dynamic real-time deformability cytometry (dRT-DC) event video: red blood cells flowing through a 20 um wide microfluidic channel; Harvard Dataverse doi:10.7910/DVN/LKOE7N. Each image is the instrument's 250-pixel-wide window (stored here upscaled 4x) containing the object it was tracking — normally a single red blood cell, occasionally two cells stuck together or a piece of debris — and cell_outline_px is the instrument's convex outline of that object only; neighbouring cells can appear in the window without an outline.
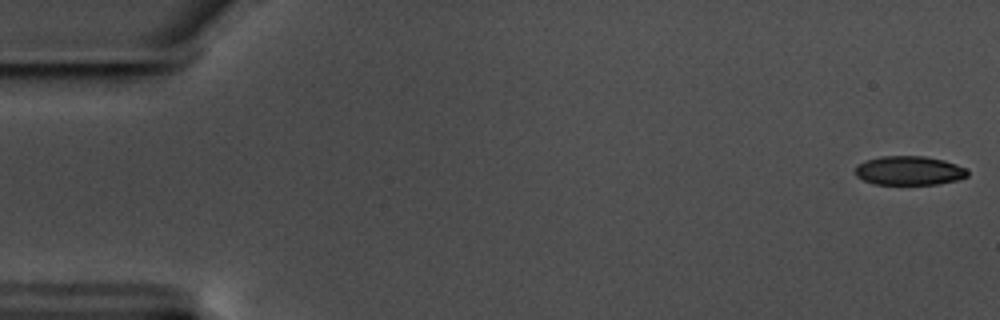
{"species": "common noctule bat (a hibernating species)", "species_latin": "Nyctalus noctula", "temperature_condition": "warm", "stored_images_in_passage": 58, "camera_frame_rate_fps": 3000, "um_per_image_px": 0.085, "animal": {"sex": "male", "body_mass_g": 17.5, "forearm_length_mm": 52.3}, "frame": {"image": 1, "passage_image": 1, "time_ms": 0.0, "image_size_px": [1000, 320], "cell_outline_px": [[968, 176], [960, 180], [936, 184], [872, 184], [856, 176], [856, 164], [864, 160], [880, 156], [924, 156], [944, 160], [956, 164], [964, 168], [968, 172]], "centroid_in_image_um": [77.26, 14.5], "position_along_channel_um": 7.7, "area_um2": 19.13}}
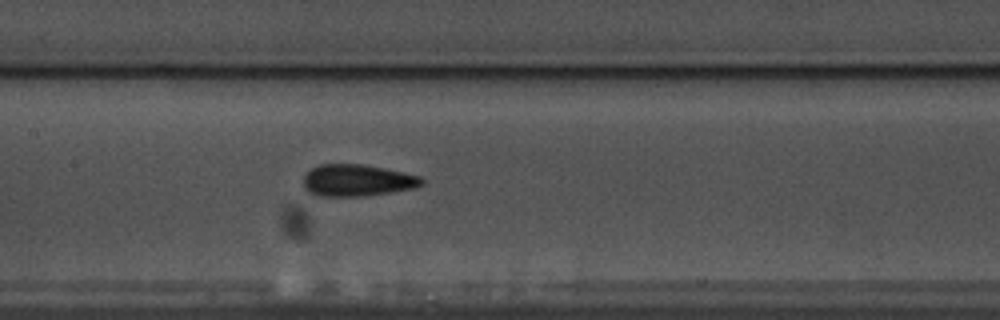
{"frame": {"image": 2, "passage_image": 28, "time_ms": 9.0, "image_size_px": [1000, 320], "cell_outline_px": [[424, 184], [416, 188], [392, 192], [364, 196], [320, 196], [308, 192], [304, 188], [304, 176], [312, 168], [320, 164], [360, 164], [384, 168], [404, 172], [420, 176], [424, 180]], "centroid_in_image_um": [30.39, 15.34], "position_along_channel_um": 177.0, "area_um2": 22.02}}
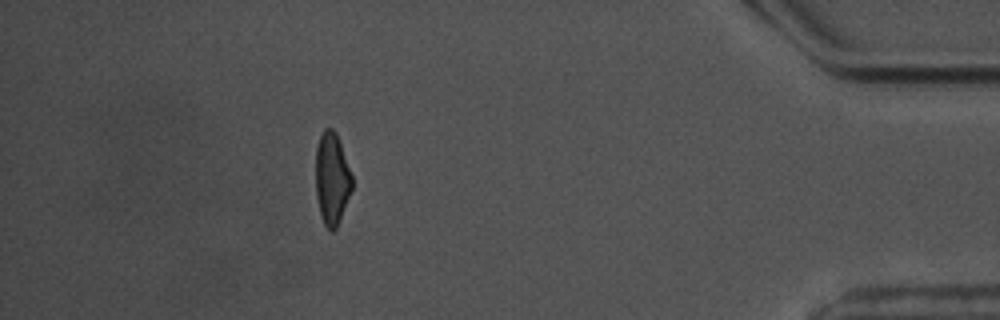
{"frame": {"image": 3, "passage_image": 52, "time_ms": 17.0, "image_size_px": [1000, 320], "cell_outline_px": [[352, 188], [340, 220], [336, 228], [332, 232], [324, 224], [320, 212], [316, 196], [316, 148], [320, 136], [324, 128], [332, 128], [336, 132], [352, 176]], "centroid_in_image_um": [28.21, 15.18], "position_along_channel_um": 407.0, "area_um2": 19.31}, "authors_computed_cell_mechanics": {"area_um2": 20.7213, "velocity_mm_per_s": 3.5247, "shape_relaxation_time_tau1_ms": 4.3515, "shape_relaxation_time_tau2_ms": 2.4205, "deformation_change_tau1": 0.1315, "deformation_change_tau2": 0.1071}}